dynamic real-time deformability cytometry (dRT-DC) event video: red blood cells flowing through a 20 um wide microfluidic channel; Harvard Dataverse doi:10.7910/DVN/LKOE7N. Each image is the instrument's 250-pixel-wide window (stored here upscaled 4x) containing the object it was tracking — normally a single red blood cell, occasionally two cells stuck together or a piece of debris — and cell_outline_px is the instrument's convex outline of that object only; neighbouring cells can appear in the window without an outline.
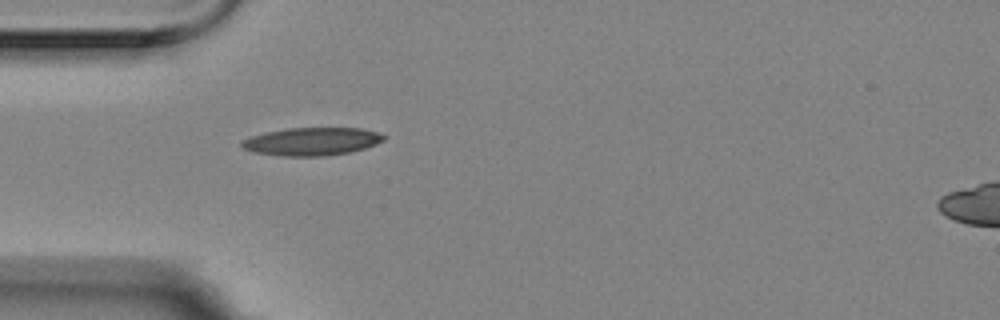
{"species": "Egyptian fruit bat (a non-hibernating species)", "species_latin": "Rousettus aegyptiacus", "temperature_condition": "room temperature", "stored_images_in_passage": 1, "camera_frame_rate_fps": 3000, "um_per_image_px": 0.085, "animal": {"sex": "female"}, "frame": {"image": 1, "passage_image": 1, "time_ms": 0.0, "image_size_px": [1000, 320], "cell_outline_px": [[388, 136], [384, 140], [376, 144], [352, 152], [324, 156], [280, 156], [252, 152], [244, 148], [240, 144], [240, 140], [252, 136], [268, 132], [288, 128], [360, 128], [380, 132]], "centroid_in_image_um": [26.54, 12.03], "position_along_channel_um": 58.5, "area_um2": 23.29}}